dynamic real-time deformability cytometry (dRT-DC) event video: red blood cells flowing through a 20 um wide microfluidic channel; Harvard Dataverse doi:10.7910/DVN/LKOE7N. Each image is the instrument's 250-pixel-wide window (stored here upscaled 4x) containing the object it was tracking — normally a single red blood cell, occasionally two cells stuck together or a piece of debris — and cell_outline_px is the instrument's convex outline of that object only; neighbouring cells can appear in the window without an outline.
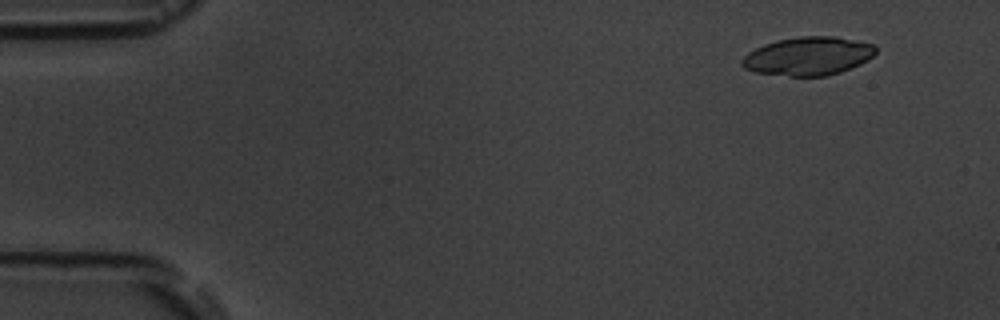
{"species": "common noctule bat (a hibernating species)", "species_latin": "Nyctalus noctula", "temperature_condition": "room temperature", "stored_images_in_passage": 7, "camera_frame_rate_fps": 3000, "um_per_image_px": 0.085, "animal": {"sex": "male", "body_mass_g": 19.5, "forearm_length_mm": 54.6}, "frame": {"image": 1, "passage_image": 1, "time_ms": 0.0, "image_size_px": [1000, 320], "cell_outline_px": [[876, 52], [868, 60], [860, 64], [840, 72], [828, 76], [788, 76], [756, 72], [744, 68], [740, 64], [740, 60], [748, 52], [764, 44], [776, 40], [800, 36], [836, 36], [856, 40], [872, 44], [876, 48]], "centroid_in_image_um": [68.68, 4.77], "position_along_channel_um": 16.3, "area_um2": 30.06}}